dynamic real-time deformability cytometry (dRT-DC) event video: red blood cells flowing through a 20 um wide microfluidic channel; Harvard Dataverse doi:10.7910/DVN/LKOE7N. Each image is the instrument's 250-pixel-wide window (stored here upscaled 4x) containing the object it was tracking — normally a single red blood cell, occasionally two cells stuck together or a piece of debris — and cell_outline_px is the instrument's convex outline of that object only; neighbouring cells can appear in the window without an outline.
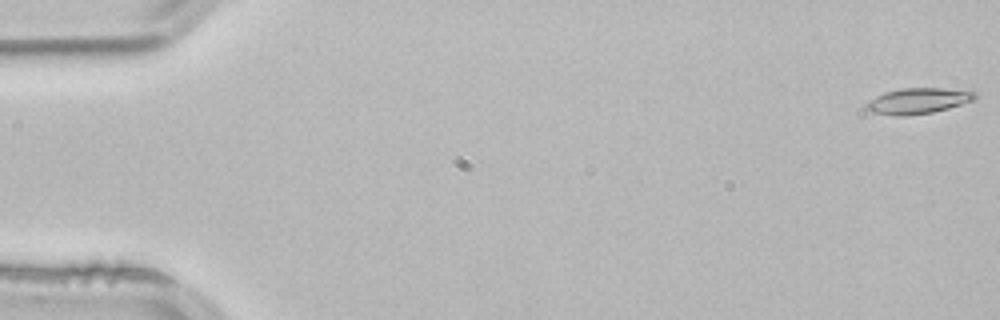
{"species": "common noctule bat (a hibernating species)", "species_latin": "Nyctalus noctula", "temperature_condition": "room temperature", "stored_images_in_passage": 3, "camera_frame_rate_fps": 3000, "um_per_image_px": 0.085, "animal": {"sex": "male", "body_mass_g": 21.5, "forearm_length_mm": 52.0}, "frame": {"image": 1, "passage_image": 1, "time_ms": 0.0, "image_size_px": [1000, 320], "cell_outline_px": [[976, 100], [948, 108], [932, 112], [904, 116], [896, 116], [872, 112], [864, 108], [864, 104], [868, 100], [884, 92], [900, 88], [944, 88], [976, 92]], "centroid_in_image_um": [78.0, 8.57], "position_along_channel_um": 7.0, "area_um2": 16.42}}